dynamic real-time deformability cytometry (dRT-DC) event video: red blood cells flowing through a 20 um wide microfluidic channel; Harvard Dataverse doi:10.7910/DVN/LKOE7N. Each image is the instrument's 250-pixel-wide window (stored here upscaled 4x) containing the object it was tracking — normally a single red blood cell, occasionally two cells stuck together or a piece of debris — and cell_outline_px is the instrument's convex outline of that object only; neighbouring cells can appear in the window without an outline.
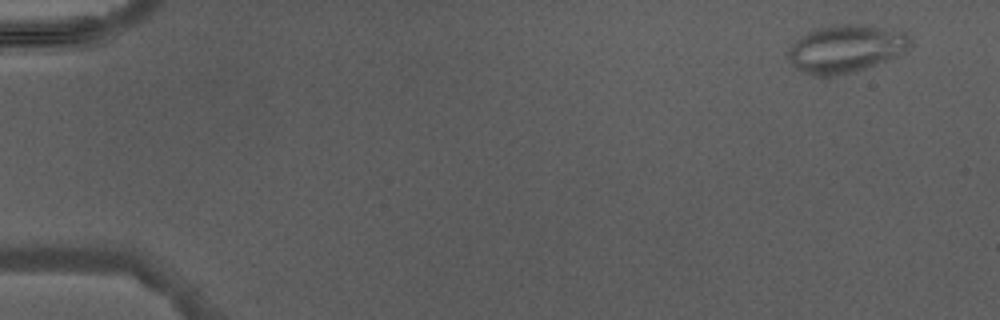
{"species": "Egyptian fruit bat (a non-hibernating species)", "species_latin": "Rousettus aegyptiacus", "temperature_condition": "warm", "stored_images_in_passage": 3, "camera_frame_rate_fps": 3000, "um_per_image_px": 0.085, "animal": {"sex": "male"}, "frame": {"image": 1, "passage_image": 3, "time_ms": 5.667, "image_size_px": [1000, 320], "cell_outline_px": [[912, 40], [904, 52], [876, 64], [852, 72], [828, 76], [820, 76], [800, 72], [792, 64], [788, 56], [788, 48], [800, 36], [816, 28], [832, 24], [860, 24], [900, 28]], "centroid_in_image_um": [71.89, 4.1], "position_along_channel_um": 13.1, "area_um2": 34.1}}